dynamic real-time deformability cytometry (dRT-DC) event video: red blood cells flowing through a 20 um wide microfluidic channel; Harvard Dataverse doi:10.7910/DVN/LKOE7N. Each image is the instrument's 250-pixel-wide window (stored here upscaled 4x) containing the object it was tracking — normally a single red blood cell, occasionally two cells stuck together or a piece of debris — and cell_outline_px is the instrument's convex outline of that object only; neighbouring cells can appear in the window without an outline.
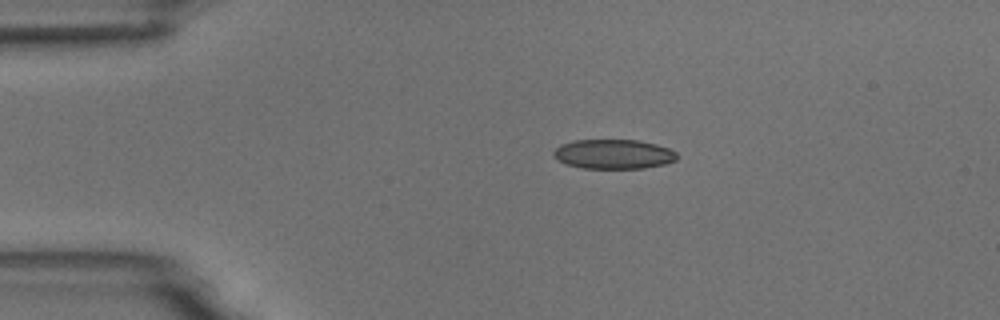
{"species": "common noctule bat (a hibernating species)", "species_latin": "Nyctalus noctula", "temperature_condition": "room temperature", "stored_images_in_passage": 4, "camera_frame_rate_fps": 3000, "um_per_image_px": 0.085, "animal": {"sex": "male", "body_mass_g": 18.8}, "frame": {"image": 1, "passage_image": 2, "time_ms": 2.0, "image_size_px": [1000, 320], "cell_outline_px": [[676, 160], [664, 164], [644, 168], [584, 168], [568, 164], [552, 156], [552, 152], [560, 144], [572, 140], [636, 140], [656, 144], [668, 148], [676, 152]], "centroid_in_image_um": [52.13, 13.09], "position_along_channel_um": 32.9, "area_um2": 21.1}}
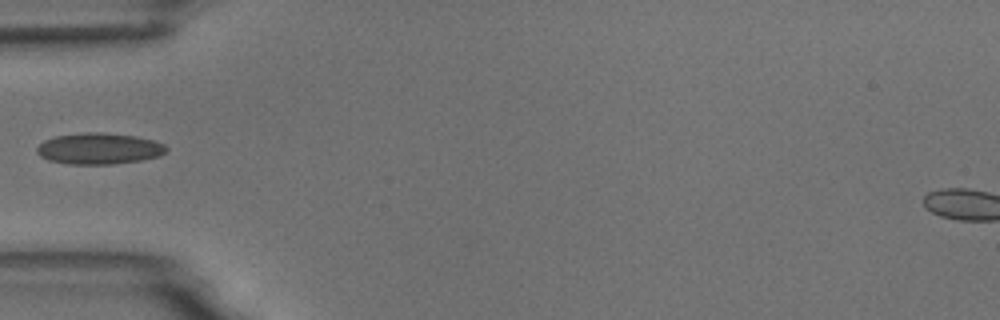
{"frame": {"image": 2, "passage_image": 4, "time_ms": 4.333, "image_size_px": [1000, 320], "cell_outline_px": [[168, 148], [160, 156], [140, 160], [112, 164], [68, 164], [48, 160], [40, 156], [36, 152], [36, 148], [44, 140], [56, 136], [88, 132], [104, 132], [136, 136], [152, 140], [164, 144]], "centroid_in_image_um": [8.41, 12.63], "position_along_channel_um": 76.6, "area_um2": 23.52}}